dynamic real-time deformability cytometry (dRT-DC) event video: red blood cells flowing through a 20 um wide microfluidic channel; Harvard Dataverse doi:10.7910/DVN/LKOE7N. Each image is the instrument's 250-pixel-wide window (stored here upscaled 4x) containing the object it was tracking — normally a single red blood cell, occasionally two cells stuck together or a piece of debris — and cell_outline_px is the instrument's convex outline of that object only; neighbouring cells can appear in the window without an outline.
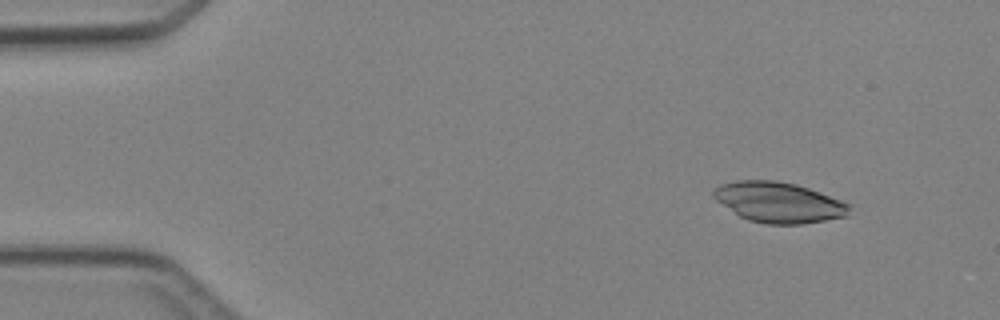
{"species": "Egyptian fruit bat (a non-hibernating species)", "species_latin": "Rousettus aegyptiacus", "temperature_condition": "cold", "stored_images_in_passage": 4, "camera_frame_rate_fps": 3000, "um_per_image_px": 0.085, "animal": {"sex": "female"}, "frame": {"image": 1, "passage_image": 2, "time_ms": 1.333, "image_size_px": [1000, 320], "cell_outline_px": [[852, 204], [848, 216], [800, 224], [764, 224], [748, 220], [740, 216], [716, 200], [712, 196], [712, 192], [720, 184], [736, 180], [776, 180], [796, 184], [808, 188]], "centroid_in_image_um": [66.2, 17.19], "position_along_channel_um": 18.8, "area_um2": 32.02}}